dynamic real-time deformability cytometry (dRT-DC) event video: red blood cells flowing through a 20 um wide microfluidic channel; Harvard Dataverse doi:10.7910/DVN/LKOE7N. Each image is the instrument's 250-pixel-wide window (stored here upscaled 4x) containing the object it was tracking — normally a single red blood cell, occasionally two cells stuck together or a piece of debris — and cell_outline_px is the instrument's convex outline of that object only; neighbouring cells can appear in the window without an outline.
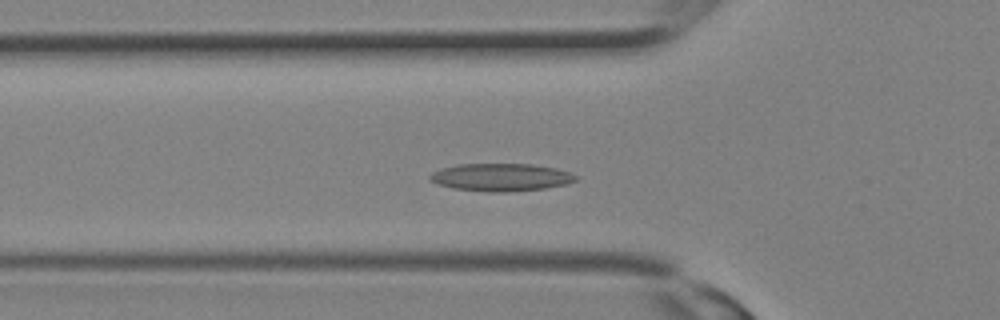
{"species": "Egyptian fruit bat (a non-hibernating species)", "species_latin": "Rousettus aegyptiacus", "temperature_condition": "room temperature", "stored_images_in_passage": 16, "camera_frame_rate_fps": 3000, "um_per_image_px": 0.085, "animal": {"sex": "female"}, "frame": {"image": 1, "passage_image": 8, "time_ms": 2.333, "image_size_px": [1000, 320], "cell_outline_px": [[576, 180], [564, 184], [544, 188], [508, 192], [488, 192], [452, 188], [436, 184], [428, 180], [428, 176], [432, 172], [440, 168], [456, 164], [532, 164], [556, 168], [568, 172], [576, 176]], "centroid_in_image_um": [42.49, 15.06], "position_along_channel_um": 83.3, "area_um2": 23.58}}
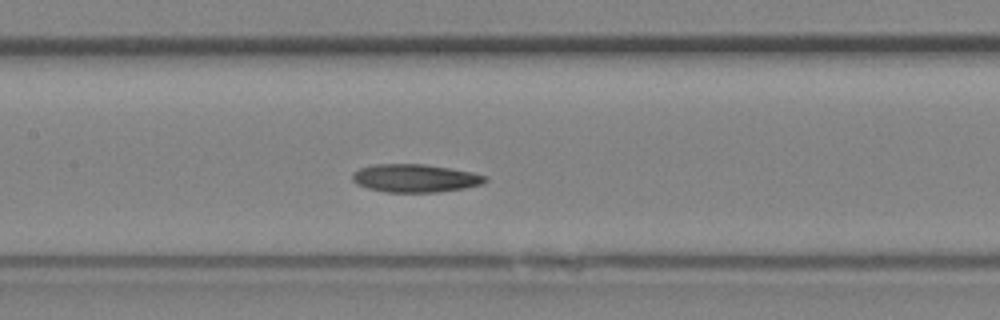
{"frame": {"image": 2, "passage_image": 12, "time_ms": 3.667, "image_size_px": [1000, 320], "cell_outline_px": [[488, 180], [484, 184], [464, 188], [436, 192], [388, 192], [368, 188], [356, 184], [352, 180], [352, 172], [360, 168], [372, 164], [424, 164], [472, 172], [488, 176]], "centroid_in_image_um": [35.29, 15.14], "position_along_channel_um": 172.1, "area_um2": 21.79}}
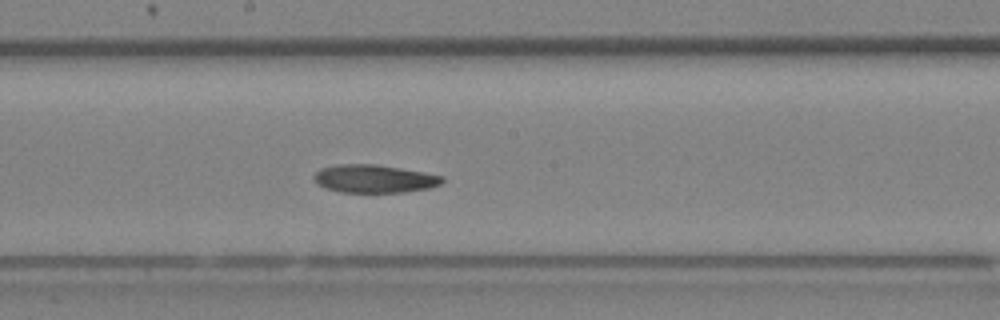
{"frame": {"image": 3, "passage_image": 14, "time_ms": 4.333, "image_size_px": [1000, 320], "cell_outline_px": [[444, 180], [440, 184], [428, 188], [404, 192], [340, 192], [328, 188], [320, 184], [316, 180], [316, 172], [320, 168], [336, 164], [376, 164], [424, 172], [444, 176]], "centroid_in_image_um": [31.85, 15.18], "position_along_channel_um": 216.3, "area_um2": 20.69}}